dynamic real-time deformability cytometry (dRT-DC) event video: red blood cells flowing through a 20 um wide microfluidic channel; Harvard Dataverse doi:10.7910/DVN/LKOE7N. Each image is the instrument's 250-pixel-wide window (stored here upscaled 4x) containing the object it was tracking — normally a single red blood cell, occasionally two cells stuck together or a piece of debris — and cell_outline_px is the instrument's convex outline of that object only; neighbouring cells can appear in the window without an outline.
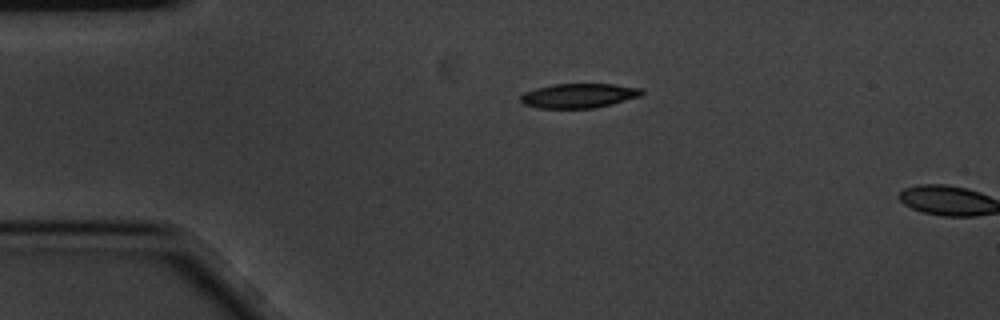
{"species": "common noctule bat (a hibernating species)", "species_latin": "Nyctalus noctula", "temperature_condition": "cold", "stored_images_in_passage": 2, "camera_frame_rate_fps": 3000, "um_per_image_px": 0.085, "animal": {"sex": "male", "body_mass_g": 20.1, "forearm_length_mm": 53.5}, "frame": {"image": 1, "passage_image": 1, "time_ms": 0.0, "image_size_px": [1000, 320], "cell_outline_px": [[644, 92], [640, 96], [612, 104], [592, 108], [540, 108], [524, 104], [520, 100], [520, 96], [524, 92], [536, 88], [556, 84], [612, 84], [640, 88]], "centroid_in_image_um": [49.18, 8.13], "position_along_channel_um": 35.8, "area_um2": 17.11}}